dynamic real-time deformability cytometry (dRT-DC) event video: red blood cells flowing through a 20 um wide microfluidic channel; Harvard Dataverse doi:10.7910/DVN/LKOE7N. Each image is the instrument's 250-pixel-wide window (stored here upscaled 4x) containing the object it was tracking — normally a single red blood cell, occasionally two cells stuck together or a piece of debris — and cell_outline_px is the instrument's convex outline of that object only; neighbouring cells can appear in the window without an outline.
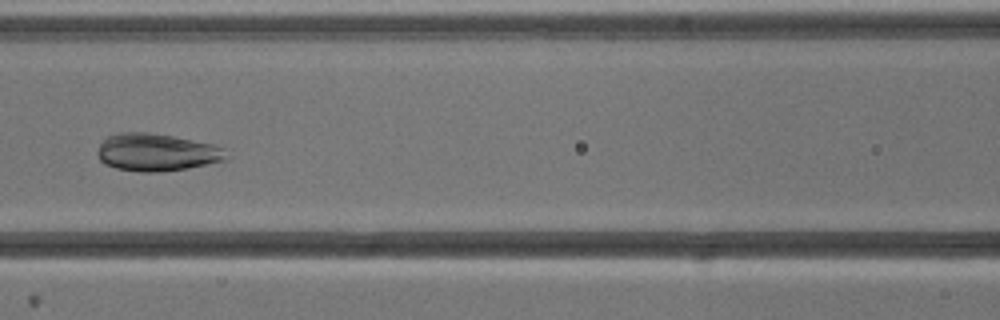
{"species": "common noctule bat (a hibernating species)", "species_latin": "Nyctalus noctula", "temperature_condition": "cold", "stored_images_in_passage": 6, "camera_frame_rate_fps": 3000, "um_per_image_px": 0.085, "animal": {"sex": "male", "body_mass_g": 13.3}, "frame": {"image": 1, "passage_image": 6, "time_ms": 6.333, "image_size_px": [1000, 320], "cell_outline_px": [[228, 160], [188, 168], [156, 172], [140, 172], [116, 168], [104, 164], [100, 160], [96, 152], [100, 144], [108, 136], [120, 132], [148, 132], [172, 136], [212, 144], [224, 148]], "centroid_in_image_um": [13.3, 12.95], "position_along_channel_um": 153.3, "area_um2": 28.15}}